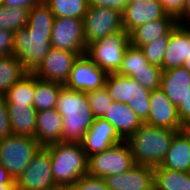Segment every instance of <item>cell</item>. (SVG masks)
Masks as SVG:
<instances>
[{
	"mask_svg": "<svg viewBox=\"0 0 190 190\" xmlns=\"http://www.w3.org/2000/svg\"><path fill=\"white\" fill-rule=\"evenodd\" d=\"M55 16L41 0L29 11L26 27L14 32V55L28 72H33L51 49Z\"/></svg>",
	"mask_w": 190,
	"mask_h": 190,
	"instance_id": "obj_1",
	"label": "cell"
},
{
	"mask_svg": "<svg viewBox=\"0 0 190 190\" xmlns=\"http://www.w3.org/2000/svg\"><path fill=\"white\" fill-rule=\"evenodd\" d=\"M56 110L63 117L62 142L80 143L94 120L86 92L63 86Z\"/></svg>",
	"mask_w": 190,
	"mask_h": 190,
	"instance_id": "obj_2",
	"label": "cell"
},
{
	"mask_svg": "<svg viewBox=\"0 0 190 190\" xmlns=\"http://www.w3.org/2000/svg\"><path fill=\"white\" fill-rule=\"evenodd\" d=\"M172 130L143 123L126 141L135 164L158 167L162 163L175 134Z\"/></svg>",
	"mask_w": 190,
	"mask_h": 190,
	"instance_id": "obj_3",
	"label": "cell"
},
{
	"mask_svg": "<svg viewBox=\"0 0 190 190\" xmlns=\"http://www.w3.org/2000/svg\"><path fill=\"white\" fill-rule=\"evenodd\" d=\"M46 148L51 156L52 175L60 190H68L88 174V157L80 143L59 142Z\"/></svg>",
	"mask_w": 190,
	"mask_h": 190,
	"instance_id": "obj_4",
	"label": "cell"
},
{
	"mask_svg": "<svg viewBox=\"0 0 190 190\" xmlns=\"http://www.w3.org/2000/svg\"><path fill=\"white\" fill-rule=\"evenodd\" d=\"M105 86L113 101L127 104L144 123L150 112L151 91L129 76L107 73Z\"/></svg>",
	"mask_w": 190,
	"mask_h": 190,
	"instance_id": "obj_5",
	"label": "cell"
},
{
	"mask_svg": "<svg viewBox=\"0 0 190 190\" xmlns=\"http://www.w3.org/2000/svg\"><path fill=\"white\" fill-rule=\"evenodd\" d=\"M41 147L33 137L12 134L0 139V163L16 180Z\"/></svg>",
	"mask_w": 190,
	"mask_h": 190,
	"instance_id": "obj_6",
	"label": "cell"
},
{
	"mask_svg": "<svg viewBox=\"0 0 190 190\" xmlns=\"http://www.w3.org/2000/svg\"><path fill=\"white\" fill-rule=\"evenodd\" d=\"M129 44V33L123 29L89 44L85 54L106 73H116Z\"/></svg>",
	"mask_w": 190,
	"mask_h": 190,
	"instance_id": "obj_7",
	"label": "cell"
},
{
	"mask_svg": "<svg viewBox=\"0 0 190 190\" xmlns=\"http://www.w3.org/2000/svg\"><path fill=\"white\" fill-rule=\"evenodd\" d=\"M134 165L130 146L123 140L101 153L88 157V174L104 179L110 175L127 172Z\"/></svg>",
	"mask_w": 190,
	"mask_h": 190,
	"instance_id": "obj_8",
	"label": "cell"
},
{
	"mask_svg": "<svg viewBox=\"0 0 190 190\" xmlns=\"http://www.w3.org/2000/svg\"><path fill=\"white\" fill-rule=\"evenodd\" d=\"M51 168L50 152L46 147H41L15 180L17 190H60Z\"/></svg>",
	"mask_w": 190,
	"mask_h": 190,
	"instance_id": "obj_9",
	"label": "cell"
},
{
	"mask_svg": "<svg viewBox=\"0 0 190 190\" xmlns=\"http://www.w3.org/2000/svg\"><path fill=\"white\" fill-rule=\"evenodd\" d=\"M86 46L123 30L122 13L109 7L89 6L83 18Z\"/></svg>",
	"mask_w": 190,
	"mask_h": 190,
	"instance_id": "obj_10",
	"label": "cell"
},
{
	"mask_svg": "<svg viewBox=\"0 0 190 190\" xmlns=\"http://www.w3.org/2000/svg\"><path fill=\"white\" fill-rule=\"evenodd\" d=\"M51 48L76 52H86L83 19L55 18L51 34Z\"/></svg>",
	"mask_w": 190,
	"mask_h": 190,
	"instance_id": "obj_11",
	"label": "cell"
},
{
	"mask_svg": "<svg viewBox=\"0 0 190 190\" xmlns=\"http://www.w3.org/2000/svg\"><path fill=\"white\" fill-rule=\"evenodd\" d=\"M78 57L76 52L51 48L32 73L40 79L64 85Z\"/></svg>",
	"mask_w": 190,
	"mask_h": 190,
	"instance_id": "obj_12",
	"label": "cell"
},
{
	"mask_svg": "<svg viewBox=\"0 0 190 190\" xmlns=\"http://www.w3.org/2000/svg\"><path fill=\"white\" fill-rule=\"evenodd\" d=\"M107 73L100 69L86 55H79L73 64L68 80L64 84L69 89L87 92L105 85Z\"/></svg>",
	"mask_w": 190,
	"mask_h": 190,
	"instance_id": "obj_13",
	"label": "cell"
},
{
	"mask_svg": "<svg viewBox=\"0 0 190 190\" xmlns=\"http://www.w3.org/2000/svg\"><path fill=\"white\" fill-rule=\"evenodd\" d=\"M149 103L150 112L144 123L172 130H183L184 126L179 120L177 107L162 89L151 91Z\"/></svg>",
	"mask_w": 190,
	"mask_h": 190,
	"instance_id": "obj_14",
	"label": "cell"
},
{
	"mask_svg": "<svg viewBox=\"0 0 190 190\" xmlns=\"http://www.w3.org/2000/svg\"><path fill=\"white\" fill-rule=\"evenodd\" d=\"M122 141L123 139L108 120L94 118L91 127L84 135L80 144L87 157H90Z\"/></svg>",
	"mask_w": 190,
	"mask_h": 190,
	"instance_id": "obj_15",
	"label": "cell"
},
{
	"mask_svg": "<svg viewBox=\"0 0 190 190\" xmlns=\"http://www.w3.org/2000/svg\"><path fill=\"white\" fill-rule=\"evenodd\" d=\"M104 180L109 190H154V168L135 164L129 171Z\"/></svg>",
	"mask_w": 190,
	"mask_h": 190,
	"instance_id": "obj_16",
	"label": "cell"
},
{
	"mask_svg": "<svg viewBox=\"0 0 190 190\" xmlns=\"http://www.w3.org/2000/svg\"><path fill=\"white\" fill-rule=\"evenodd\" d=\"M190 57V26L178 23L170 30V38L163 57V71L183 67Z\"/></svg>",
	"mask_w": 190,
	"mask_h": 190,
	"instance_id": "obj_17",
	"label": "cell"
},
{
	"mask_svg": "<svg viewBox=\"0 0 190 190\" xmlns=\"http://www.w3.org/2000/svg\"><path fill=\"white\" fill-rule=\"evenodd\" d=\"M166 15L160 0H144L126 4L122 13V26L127 33H130L136 27L164 18Z\"/></svg>",
	"mask_w": 190,
	"mask_h": 190,
	"instance_id": "obj_18",
	"label": "cell"
},
{
	"mask_svg": "<svg viewBox=\"0 0 190 190\" xmlns=\"http://www.w3.org/2000/svg\"><path fill=\"white\" fill-rule=\"evenodd\" d=\"M63 117L56 108L37 111L35 139L42 147L62 142Z\"/></svg>",
	"mask_w": 190,
	"mask_h": 190,
	"instance_id": "obj_19",
	"label": "cell"
},
{
	"mask_svg": "<svg viewBox=\"0 0 190 190\" xmlns=\"http://www.w3.org/2000/svg\"><path fill=\"white\" fill-rule=\"evenodd\" d=\"M102 118L113 125L123 140H127L143 124L127 104L116 101H113Z\"/></svg>",
	"mask_w": 190,
	"mask_h": 190,
	"instance_id": "obj_20",
	"label": "cell"
},
{
	"mask_svg": "<svg viewBox=\"0 0 190 190\" xmlns=\"http://www.w3.org/2000/svg\"><path fill=\"white\" fill-rule=\"evenodd\" d=\"M160 89L178 108L190 92V72L184 67L163 71Z\"/></svg>",
	"mask_w": 190,
	"mask_h": 190,
	"instance_id": "obj_21",
	"label": "cell"
},
{
	"mask_svg": "<svg viewBox=\"0 0 190 190\" xmlns=\"http://www.w3.org/2000/svg\"><path fill=\"white\" fill-rule=\"evenodd\" d=\"M180 172H190V138L184 130L178 131L160 166Z\"/></svg>",
	"mask_w": 190,
	"mask_h": 190,
	"instance_id": "obj_22",
	"label": "cell"
},
{
	"mask_svg": "<svg viewBox=\"0 0 190 190\" xmlns=\"http://www.w3.org/2000/svg\"><path fill=\"white\" fill-rule=\"evenodd\" d=\"M176 24L177 20L170 15L142 24L129 33L130 44L140 47L153 42L158 37L167 34Z\"/></svg>",
	"mask_w": 190,
	"mask_h": 190,
	"instance_id": "obj_23",
	"label": "cell"
},
{
	"mask_svg": "<svg viewBox=\"0 0 190 190\" xmlns=\"http://www.w3.org/2000/svg\"><path fill=\"white\" fill-rule=\"evenodd\" d=\"M13 135L35 138L37 110L33 105L7 104Z\"/></svg>",
	"mask_w": 190,
	"mask_h": 190,
	"instance_id": "obj_24",
	"label": "cell"
},
{
	"mask_svg": "<svg viewBox=\"0 0 190 190\" xmlns=\"http://www.w3.org/2000/svg\"><path fill=\"white\" fill-rule=\"evenodd\" d=\"M154 190H190V172L155 167Z\"/></svg>",
	"mask_w": 190,
	"mask_h": 190,
	"instance_id": "obj_25",
	"label": "cell"
},
{
	"mask_svg": "<svg viewBox=\"0 0 190 190\" xmlns=\"http://www.w3.org/2000/svg\"><path fill=\"white\" fill-rule=\"evenodd\" d=\"M27 73L14 54L0 57V96H4L6 91Z\"/></svg>",
	"mask_w": 190,
	"mask_h": 190,
	"instance_id": "obj_26",
	"label": "cell"
},
{
	"mask_svg": "<svg viewBox=\"0 0 190 190\" xmlns=\"http://www.w3.org/2000/svg\"><path fill=\"white\" fill-rule=\"evenodd\" d=\"M64 85L51 82L35 76V91L33 106L37 111L56 108L57 98Z\"/></svg>",
	"mask_w": 190,
	"mask_h": 190,
	"instance_id": "obj_27",
	"label": "cell"
},
{
	"mask_svg": "<svg viewBox=\"0 0 190 190\" xmlns=\"http://www.w3.org/2000/svg\"><path fill=\"white\" fill-rule=\"evenodd\" d=\"M34 91L35 75L32 72H28L6 91L4 97L7 104L33 105Z\"/></svg>",
	"mask_w": 190,
	"mask_h": 190,
	"instance_id": "obj_28",
	"label": "cell"
},
{
	"mask_svg": "<svg viewBox=\"0 0 190 190\" xmlns=\"http://www.w3.org/2000/svg\"><path fill=\"white\" fill-rule=\"evenodd\" d=\"M141 70H162L160 67L150 64L145 58L140 47L131 44L126 48L121 65L116 72L122 76H130L133 72Z\"/></svg>",
	"mask_w": 190,
	"mask_h": 190,
	"instance_id": "obj_29",
	"label": "cell"
},
{
	"mask_svg": "<svg viewBox=\"0 0 190 190\" xmlns=\"http://www.w3.org/2000/svg\"><path fill=\"white\" fill-rule=\"evenodd\" d=\"M51 9L55 18L83 19L87 13L88 0H43Z\"/></svg>",
	"mask_w": 190,
	"mask_h": 190,
	"instance_id": "obj_30",
	"label": "cell"
},
{
	"mask_svg": "<svg viewBox=\"0 0 190 190\" xmlns=\"http://www.w3.org/2000/svg\"><path fill=\"white\" fill-rule=\"evenodd\" d=\"M30 9L0 4V29L16 32L26 27Z\"/></svg>",
	"mask_w": 190,
	"mask_h": 190,
	"instance_id": "obj_31",
	"label": "cell"
},
{
	"mask_svg": "<svg viewBox=\"0 0 190 190\" xmlns=\"http://www.w3.org/2000/svg\"><path fill=\"white\" fill-rule=\"evenodd\" d=\"M86 96L94 118H102L113 103V99L110 97L105 85L101 88L87 91Z\"/></svg>",
	"mask_w": 190,
	"mask_h": 190,
	"instance_id": "obj_32",
	"label": "cell"
},
{
	"mask_svg": "<svg viewBox=\"0 0 190 190\" xmlns=\"http://www.w3.org/2000/svg\"><path fill=\"white\" fill-rule=\"evenodd\" d=\"M170 38V31L158 37L155 41L140 46L147 61L163 70V57Z\"/></svg>",
	"mask_w": 190,
	"mask_h": 190,
	"instance_id": "obj_33",
	"label": "cell"
},
{
	"mask_svg": "<svg viewBox=\"0 0 190 190\" xmlns=\"http://www.w3.org/2000/svg\"><path fill=\"white\" fill-rule=\"evenodd\" d=\"M163 70H141L133 72L129 77L139 82L145 89L153 91L161 87Z\"/></svg>",
	"mask_w": 190,
	"mask_h": 190,
	"instance_id": "obj_34",
	"label": "cell"
},
{
	"mask_svg": "<svg viewBox=\"0 0 190 190\" xmlns=\"http://www.w3.org/2000/svg\"><path fill=\"white\" fill-rule=\"evenodd\" d=\"M68 190H109L106 181L89 174L80 177Z\"/></svg>",
	"mask_w": 190,
	"mask_h": 190,
	"instance_id": "obj_35",
	"label": "cell"
},
{
	"mask_svg": "<svg viewBox=\"0 0 190 190\" xmlns=\"http://www.w3.org/2000/svg\"><path fill=\"white\" fill-rule=\"evenodd\" d=\"M13 134L9 115L7 110V102L4 96H0V139L6 138Z\"/></svg>",
	"mask_w": 190,
	"mask_h": 190,
	"instance_id": "obj_36",
	"label": "cell"
},
{
	"mask_svg": "<svg viewBox=\"0 0 190 190\" xmlns=\"http://www.w3.org/2000/svg\"><path fill=\"white\" fill-rule=\"evenodd\" d=\"M14 53V32L0 29V57Z\"/></svg>",
	"mask_w": 190,
	"mask_h": 190,
	"instance_id": "obj_37",
	"label": "cell"
},
{
	"mask_svg": "<svg viewBox=\"0 0 190 190\" xmlns=\"http://www.w3.org/2000/svg\"><path fill=\"white\" fill-rule=\"evenodd\" d=\"M167 15L177 19L183 12L185 0H160Z\"/></svg>",
	"mask_w": 190,
	"mask_h": 190,
	"instance_id": "obj_38",
	"label": "cell"
},
{
	"mask_svg": "<svg viewBox=\"0 0 190 190\" xmlns=\"http://www.w3.org/2000/svg\"><path fill=\"white\" fill-rule=\"evenodd\" d=\"M89 6L109 7L123 13L126 7V0H88Z\"/></svg>",
	"mask_w": 190,
	"mask_h": 190,
	"instance_id": "obj_39",
	"label": "cell"
},
{
	"mask_svg": "<svg viewBox=\"0 0 190 190\" xmlns=\"http://www.w3.org/2000/svg\"><path fill=\"white\" fill-rule=\"evenodd\" d=\"M178 117L183 126L190 124V92L184 102L177 108Z\"/></svg>",
	"mask_w": 190,
	"mask_h": 190,
	"instance_id": "obj_40",
	"label": "cell"
},
{
	"mask_svg": "<svg viewBox=\"0 0 190 190\" xmlns=\"http://www.w3.org/2000/svg\"><path fill=\"white\" fill-rule=\"evenodd\" d=\"M41 0H1L0 4L8 7H23L27 9L33 8Z\"/></svg>",
	"mask_w": 190,
	"mask_h": 190,
	"instance_id": "obj_41",
	"label": "cell"
},
{
	"mask_svg": "<svg viewBox=\"0 0 190 190\" xmlns=\"http://www.w3.org/2000/svg\"><path fill=\"white\" fill-rule=\"evenodd\" d=\"M182 26H190V0H185L182 14L176 19Z\"/></svg>",
	"mask_w": 190,
	"mask_h": 190,
	"instance_id": "obj_42",
	"label": "cell"
},
{
	"mask_svg": "<svg viewBox=\"0 0 190 190\" xmlns=\"http://www.w3.org/2000/svg\"><path fill=\"white\" fill-rule=\"evenodd\" d=\"M0 183H16L6 168L0 163Z\"/></svg>",
	"mask_w": 190,
	"mask_h": 190,
	"instance_id": "obj_43",
	"label": "cell"
},
{
	"mask_svg": "<svg viewBox=\"0 0 190 190\" xmlns=\"http://www.w3.org/2000/svg\"><path fill=\"white\" fill-rule=\"evenodd\" d=\"M0 190H17L16 183H0Z\"/></svg>",
	"mask_w": 190,
	"mask_h": 190,
	"instance_id": "obj_44",
	"label": "cell"
},
{
	"mask_svg": "<svg viewBox=\"0 0 190 190\" xmlns=\"http://www.w3.org/2000/svg\"><path fill=\"white\" fill-rule=\"evenodd\" d=\"M183 67L190 72V57L184 60Z\"/></svg>",
	"mask_w": 190,
	"mask_h": 190,
	"instance_id": "obj_45",
	"label": "cell"
},
{
	"mask_svg": "<svg viewBox=\"0 0 190 190\" xmlns=\"http://www.w3.org/2000/svg\"><path fill=\"white\" fill-rule=\"evenodd\" d=\"M183 130L188 134L189 138H190V124L186 125L183 127Z\"/></svg>",
	"mask_w": 190,
	"mask_h": 190,
	"instance_id": "obj_46",
	"label": "cell"
},
{
	"mask_svg": "<svg viewBox=\"0 0 190 190\" xmlns=\"http://www.w3.org/2000/svg\"><path fill=\"white\" fill-rule=\"evenodd\" d=\"M144 0H126V4H133V3H137V2H142Z\"/></svg>",
	"mask_w": 190,
	"mask_h": 190,
	"instance_id": "obj_47",
	"label": "cell"
}]
</instances>
